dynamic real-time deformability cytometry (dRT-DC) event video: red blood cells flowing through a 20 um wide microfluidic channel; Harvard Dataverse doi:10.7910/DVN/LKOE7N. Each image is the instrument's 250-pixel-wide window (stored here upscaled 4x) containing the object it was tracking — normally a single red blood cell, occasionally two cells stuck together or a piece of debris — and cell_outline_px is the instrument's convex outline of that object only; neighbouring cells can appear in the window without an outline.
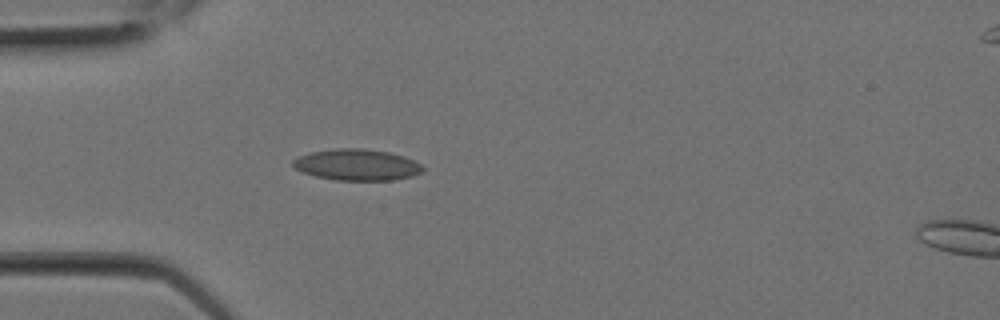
{"species": "Egyptian fruit bat (a non-hibernating species)", "species_latin": "Rousettus aegyptiacus", "temperature_condition": "room temperature", "stored_images_in_passage": 3, "camera_frame_rate_fps": 3000, "um_per_image_px": 0.085, "animal": {"sex": "female"}, "frame": {"image": 1, "passage_image": 2, "time_ms": 0.333, "image_size_px": [1000, 320], "cell_outline_px": [[424, 168], [420, 172], [412, 176], [392, 180], [336, 180], [316, 176], [304, 172], [296, 168], [292, 164], [292, 160], [300, 156], [312, 152], [336, 148], [360, 148], [388, 152], [404, 156], [420, 164]], "centroid_in_image_um": [30.34, 14.0], "position_along_channel_um": 54.7, "area_um2": 23.35}}